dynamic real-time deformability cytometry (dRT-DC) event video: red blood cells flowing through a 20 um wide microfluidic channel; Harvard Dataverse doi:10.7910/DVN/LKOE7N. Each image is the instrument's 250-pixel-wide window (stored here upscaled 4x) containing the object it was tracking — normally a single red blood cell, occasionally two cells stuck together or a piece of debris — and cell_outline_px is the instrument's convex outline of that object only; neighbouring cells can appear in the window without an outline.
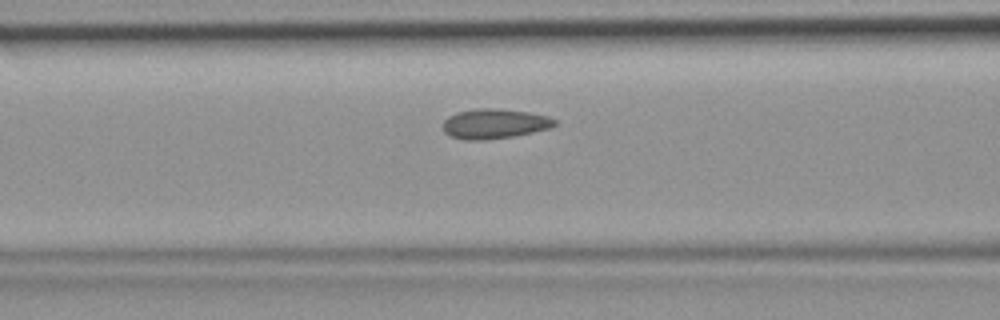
{"species": "common noctule bat (a hibernating species)", "species_latin": "Nyctalus noctula", "temperature_condition": "room temperature", "stored_images_in_passage": 43, "camera_frame_rate_fps": 3000, "um_per_image_px": 0.085, "animal": {"sex": "female", "body_mass_g": 19.9}, "frame": {"image": 1, "passage_image": 15, "time_ms": 4.667, "image_size_px": [1000, 320], "cell_outline_px": [[556, 124], [552, 128], [512, 136], [484, 140], [464, 140], [448, 136], [444, 132], [444, 120], [448, 116], [456, 112], [476, 108], [492, 108], [528, 112], [548, 116], [556, 120]], "centroid_in_image_um": [42.0, 10.52], "position_along_channel_um": 124.6, "area_um2": 19.48}}
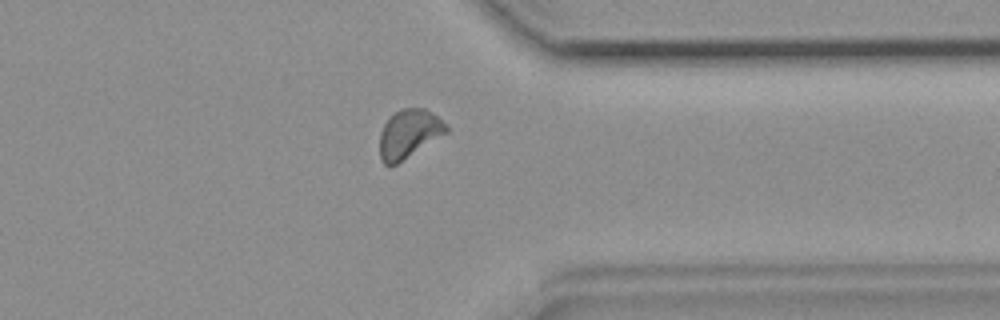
{"frame": {"image": 2, "passage_image": 33, "time_ms": 10.667, "image_size_px": [1000, 320], "cell_outline_px": [[448, 132], [396, 164], [384, 164], [380, 160], [380, 132], [384, 124], [400, 108], [424, 108], [432, 112], [448, 128]], "centroid_in_image_um": [34.74, 11.37], "position_along_channel_um": 376.7, "area_um2": 18.44}}
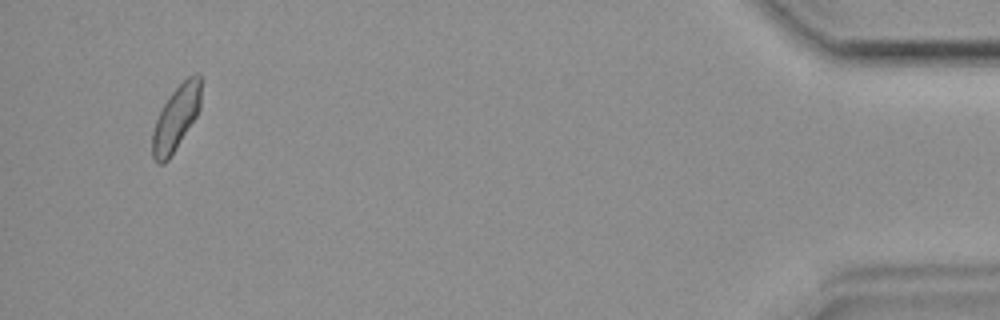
{"frame": {"image": 3, "passage_image": 41, "time_ms": 13.333, "image_size_px": [1000, 320], "cell_outline_px": [[200, 108], [196, 116], [168, 160], [164, 164], [160, 164], [152, 156], [152, 132], [156, 120], [168, 96], [188, 76], [196, 72], [200, 72]], "centroid_in_image_um": [14.96, 10.01], "position_along_channel_um": 420.2, "area_um2": 18.03}}